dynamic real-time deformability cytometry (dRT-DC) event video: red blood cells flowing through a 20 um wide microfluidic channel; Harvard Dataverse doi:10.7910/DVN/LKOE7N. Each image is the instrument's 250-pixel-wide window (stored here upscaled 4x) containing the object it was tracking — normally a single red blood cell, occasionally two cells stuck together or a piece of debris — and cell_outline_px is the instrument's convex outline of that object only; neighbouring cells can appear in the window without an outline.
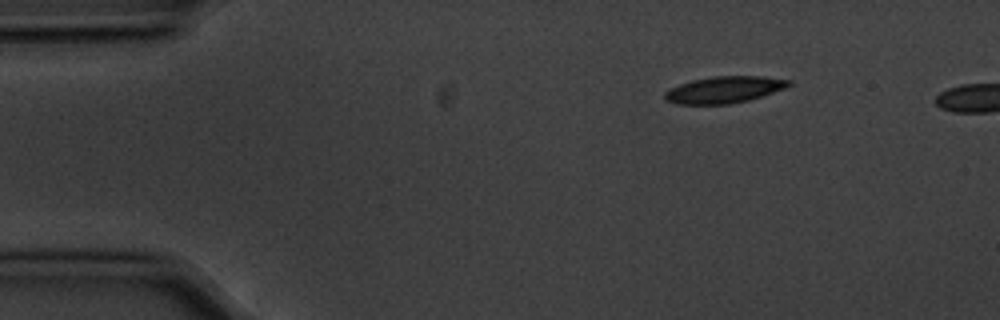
{"species": "common noctule bat (a hibernating species)", "species_latin": "Nyctalus noctula", "temperature_condition": "cold", "stored_images_in_passage": 2, "camera_frame_rate_fps": 3000, "um_per_image_px": 0.085, "animal": {"sex": "male", "body_mass_g": 20.1, "forearm_length_mm": 53.5}, "frame": {"image": 1, "passage_image": 1, "time_ms": 0.0, "image_size_px": [1000, 320], "cell_outline_px": [[792, 84], [784, 88], [748, 100], [728, 104], [676, 104], [664, 100], [664, 92], [680, 84], [692, 80], [712, 76], [764, 76], [792, 80]], "centroid_in_image_um": [61.54, 7.62], "position_along_channel_um": 23.5, "area_um2": 19.19}}